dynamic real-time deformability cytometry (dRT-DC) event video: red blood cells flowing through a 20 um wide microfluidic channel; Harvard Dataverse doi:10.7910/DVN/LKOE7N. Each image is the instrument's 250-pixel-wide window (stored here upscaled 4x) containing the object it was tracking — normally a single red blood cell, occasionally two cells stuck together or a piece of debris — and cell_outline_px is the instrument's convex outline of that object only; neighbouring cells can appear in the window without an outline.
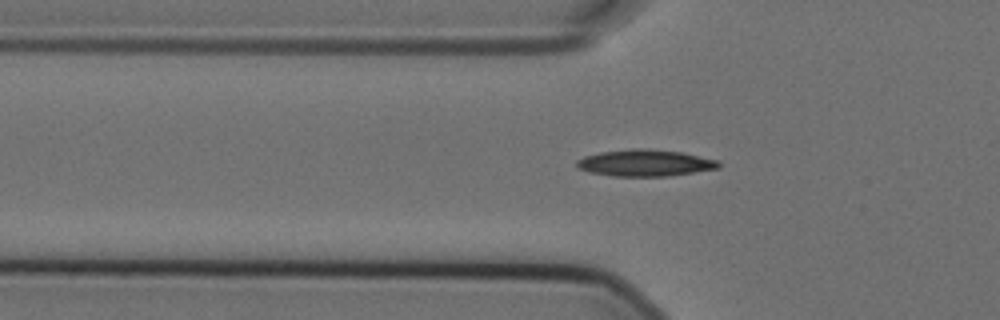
{"species": "Egyptian fruit bat (a non-hibernating species)", "species_latin": "Rousettus aegyptiacus", "temperature_condition": "cold", "stored_images_in_passage": 45, "camera_frame_rate_fps": 3000, "um_per_image_px": 0.085, "animal": {"sex": "female"}, "frame": {"image": 1, "passage_image": 10, "time_ms": 3.0, "image_size_px": [1000, 320], "cell_outline_px": [[720, 168], [668, 176], [612, 176], [588, 172], [576, 168], [576, 160], [584, 156], [600, 152], [632, 148], [648, 148], [680, 152], [720, 160]], "centroid_in_image_um": [54.81, 13.85], "position_along_channel_um": 71.0, "area_um2": 22.25}}
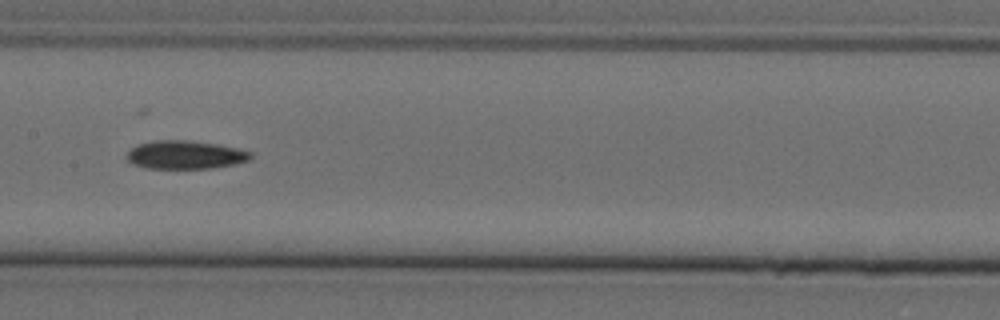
{"frame": {"image": 2, "passage_image": 20, "time_ms": 6.333, "image_size_px": [1000, 320], "cell_outline_px": [[252, 156], [248, 160], [236, 164], [212, 168], [144, 168], [132, 164], [124, 160], [124, 156], [136, 144], [152, 140], [188, 140], [216, 144], [236, 148], [252, 152]], "centroid_in_image_um": [15.67, 13.16], "position_along_channel_um": 191.7, "area_um2": 20.69}}
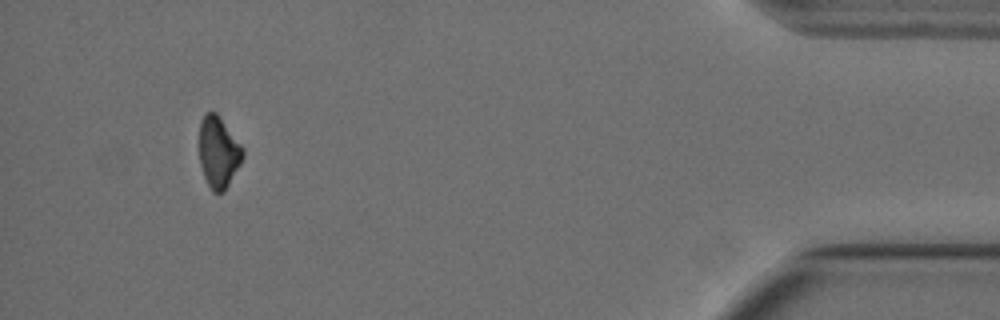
{"frame": {"image": 3, "passage_image": 44, "time_ms": 14.333, "image_size_px": [1000, 320], "cell_outline_px": [[244, 156], [240, 164], [224, 192], [212, 192], [204, 176], [200, 164], [200, 120], [204, 112], [216, 112], [220, 116], [244, 148]], "centroid_in_image_um": [18.58, 12.91], "position_along_channel_um": 416.6, "area_um2": 18.15}}